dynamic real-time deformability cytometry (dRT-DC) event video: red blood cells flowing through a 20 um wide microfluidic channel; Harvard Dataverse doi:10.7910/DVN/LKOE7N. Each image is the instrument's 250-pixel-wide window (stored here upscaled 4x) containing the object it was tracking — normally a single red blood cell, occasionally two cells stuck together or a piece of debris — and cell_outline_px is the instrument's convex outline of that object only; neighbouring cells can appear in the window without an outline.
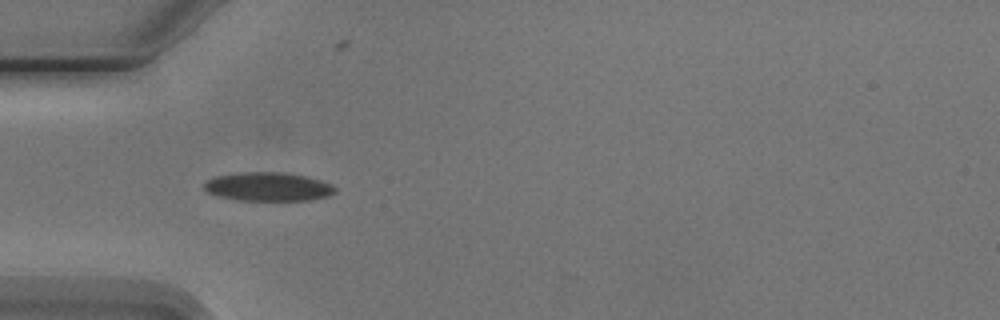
{"species": "Egyptian fruit bat (a non-hibernating species)", "species_latin": "Rousettus aegyptiacus", "temperature_condition": "cold", "stored_images_in_passage": 4, "camera_frame_rate_fps": 3000, "um_per_image_px": 0.085, "animal": {"sex": "male"}, "frame": {"image": 1, "passage_image": 3, "time_ms": 2.333, "image_size_px": [1000, 320], "cell_outline_px": [[336, 192], [328, 196], [308, 200], [236, 200], [220, 196], [208, 192], [204, 188], [204, 184], [208, 180], [216, 176], [240, 172], [284, 172], [308, 176], [332, 184], [336, 188]], "centroid_in_image_um": [22.83, 15.86], "position_along_channel_um": 62.2, "area_um2": 21.91}}
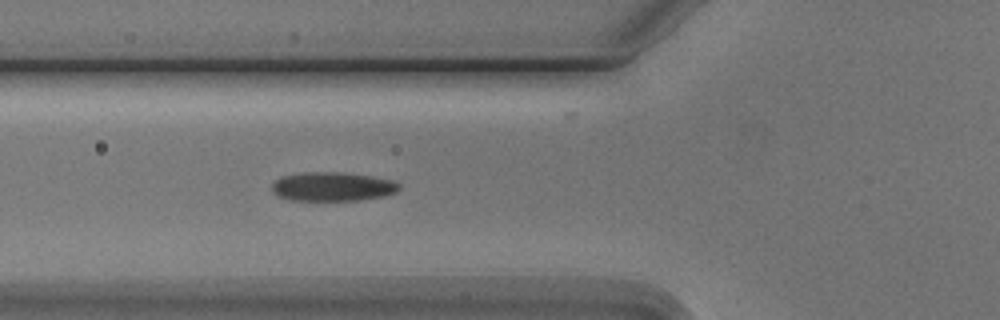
{"frame": {"image": 2, "passage_image": 4, "time_ms": 3.333, "image_size_px": [1000, 320], "cell_outline_px": [[400, 188], [396, 192], [384, 196], [360, 200], [288, 200], [276, 196], [272, 192], [272, 184], [280, 176], [304, 172], [344, 172], [372, 176], [392, 180], [400, 184]], "centroid_in_image_um": [28.24, 15.86], "position_along_channel_um": 97.6, "area_um2": 21.73}}